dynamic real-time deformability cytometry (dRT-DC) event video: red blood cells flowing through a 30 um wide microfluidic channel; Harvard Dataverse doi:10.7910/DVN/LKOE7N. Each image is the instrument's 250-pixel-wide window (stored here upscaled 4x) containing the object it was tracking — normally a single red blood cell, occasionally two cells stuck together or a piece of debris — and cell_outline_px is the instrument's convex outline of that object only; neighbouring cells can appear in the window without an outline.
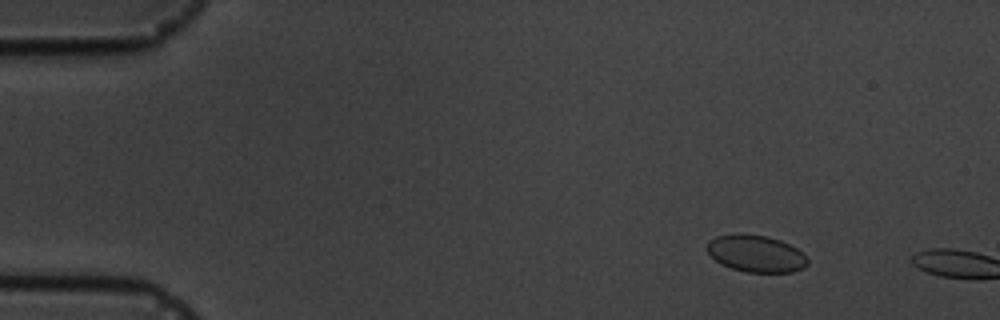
{"species": "common noctule bat (a hibernating species)", "species_latin": "Nyctalus noctula", "temperature_condition": "cold", "stored_images_in_passage": 4, "camera_frame_rate_fps": 3000, "um_per_image_px": 0.085, "animal": {"sex": "male", "body_mass_g": 19.5, "forearm_length_mm": 54.6}, "frame": {"image": 1, "passage_image": 3, "time_ms": 2.333, "image_size_px": [1000, 320], "cell_outline_px": [[808, 264], [804, 268], [792, 272], [744, 272], [720, 264], [704, 248], [708, 240], [716, 236], [736, 232], [768, 236], [780, 240], [796, 248], [808, 260]], "centroid_in_image_um": [64.2, 21.54], "position_along_channel_um": 20.8, "area_um2": 21.91}}